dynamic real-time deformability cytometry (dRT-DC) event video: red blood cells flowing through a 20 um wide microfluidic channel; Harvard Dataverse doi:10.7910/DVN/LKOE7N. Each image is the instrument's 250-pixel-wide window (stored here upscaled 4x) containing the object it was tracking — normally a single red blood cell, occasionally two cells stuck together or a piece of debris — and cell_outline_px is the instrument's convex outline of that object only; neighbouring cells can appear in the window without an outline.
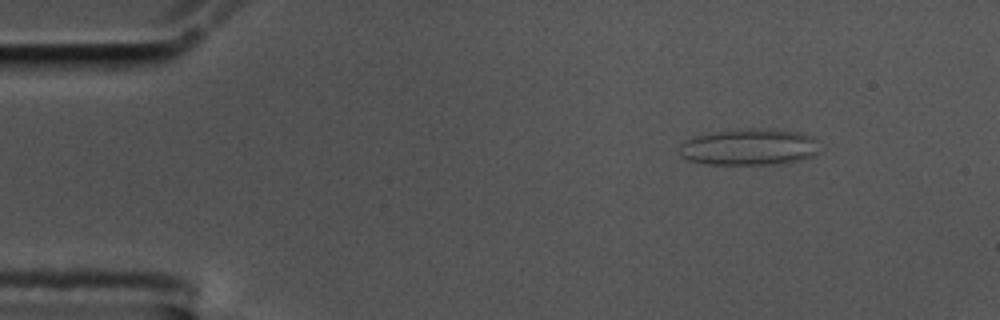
{"species": "common noctule bat (a hibernating species)", "species_latin": "Nyctalus noctula", "temperature_condition": "cold", "stored_images_in_passage": 52, "camera_frame_rate_fps": 3000, "um_per_image_px": 0.085, "animal": {"sex": "male", "body_mass_g": 17.5, "forearm_length_mm": 52.3}, "frame": {"image": 1, "passage_image": 2, "time_ms": 0.333, "image_size_px": [1000, 320], "cell_outline_px": [[816, 152], [812, 156], [800, 160], [776, 164], [708, 164], [688, 160], [680, 156], [680, 144], [684, 140], [696, 136], [716, 132], [752, 128], [768, 128], [800, 132], [812, 136], [816, 140]], "centroid_in_image_um": [63.66, 12.49], "position_along_channel_um": 21.3, "area_um2": 29.65}}
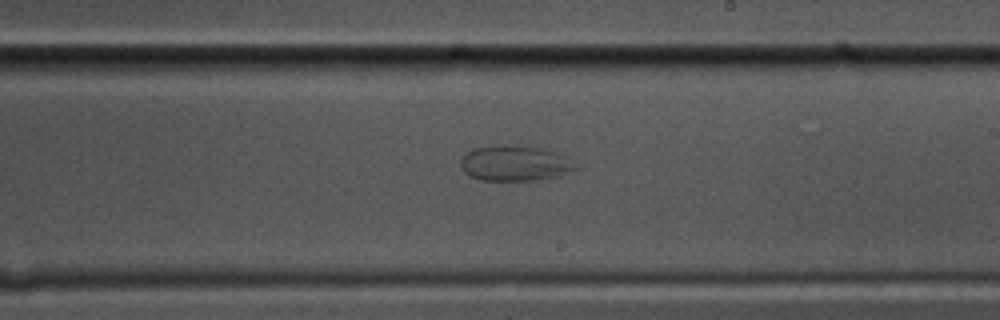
{"frame": {"image": 2, "passage_image": 28, "time_ms": 9.0, "image_size_px": [1000, 320], "cell_outline_px": [[580, 168], [572, 172], [556, 176], [536, 180], [480, 180], [464, 172], [460, 164], [460, 160], [472, 148], [540, 148], [568, 156]], "centroid_in_image_um": [43.84, 13.93], "position_along_channel_um": 245.2, "area_um2": 22.83}}
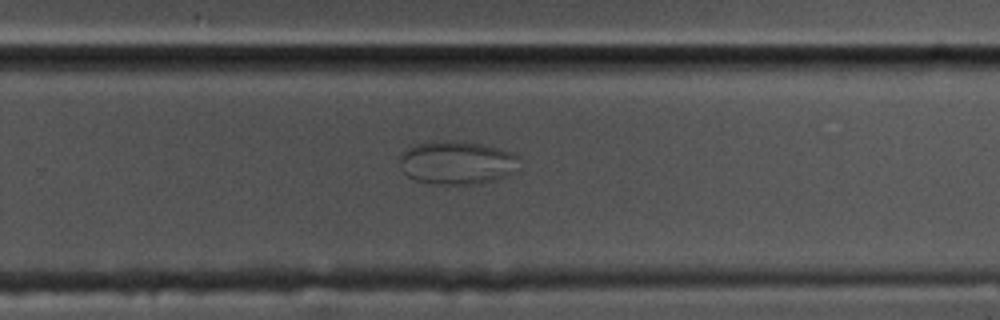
{"frame": {"image": 3, "passage_image": 32, "time_ms": 10.333, "image_size_px": [1000, 320], "cell_outline_px": [[520, 156], [516, 172], [496, 180], [472, 184], [440, 184], [416, 180], [408, 176], [400, 168], [400, 156], [408, 148], [416, 144], [428, 140], [432, 140], [484, 144], [512, 152]], "centroid_in_image_um": [38.87, 13.82], "position_along_channel_um": 290.9, "area_um2": 30.29}}